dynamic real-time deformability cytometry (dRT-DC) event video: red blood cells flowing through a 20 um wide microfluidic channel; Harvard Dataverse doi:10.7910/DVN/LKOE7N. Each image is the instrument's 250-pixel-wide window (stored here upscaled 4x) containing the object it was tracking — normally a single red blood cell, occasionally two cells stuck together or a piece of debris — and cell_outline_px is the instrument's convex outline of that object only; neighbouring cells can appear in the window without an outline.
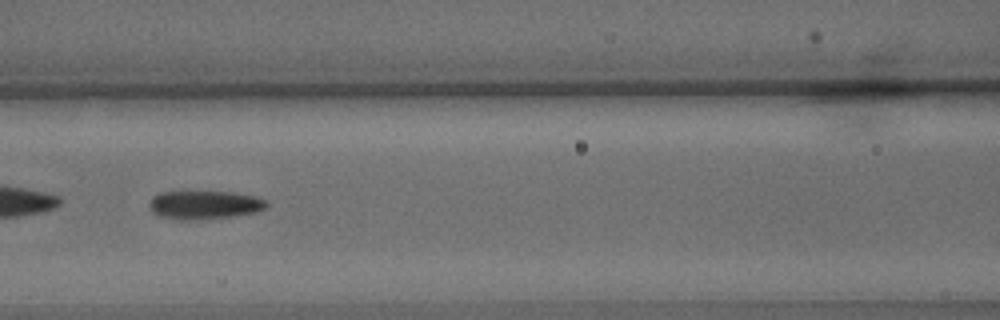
{"species": "common noctule bat (a hibernating species)", "species_latin": "Nyctalus noctula", "temperature_condition": "warm", "stored_images_in_passage": 48, "camera_frame_rate_fps": 3000, "um_per_image_px": 0.085, "animal": {"sex": "male", "body_mass_g": 15.6}, "frame": {"image": 1, "passage_image": 21, "time_ms": 6.667, "image_size_px": [1000, 320], "cell_outline_px": [[268, 204], [264, 208], [256, 212], [232, 216], [196, 220], [180, 220], [156, 216], [148, 208], [148, 204], [152, 196], [160, 192], [232, 192], [252, 196], [268, 200]], "centroid_in_image_um": [17.31, 17.42], "position_along_channel_um": 149.3, "area_um2": 19.59}}
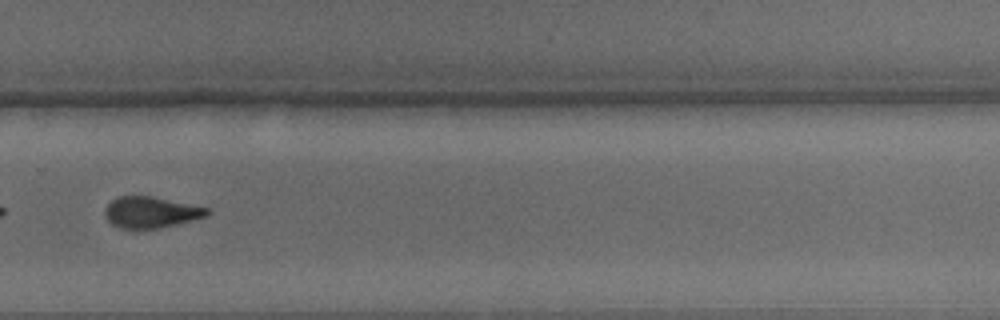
{"frame": {"image": 2, "passage_image": 33, "time_ms": 10.667, "image_size_px": [1000, 320], "cell_outline_px": [[212, 212], [208, 216], [160, 228], [120, 228], [112, 224], [108, 220], [104, 212], [108, 204], [112, 200], [120, 196], [152, 196], [208, 208]], "centroid_in_image_um": [12.85, 18.04], "position_along_channel_um": 317.0, "area_um2": 18.38}}
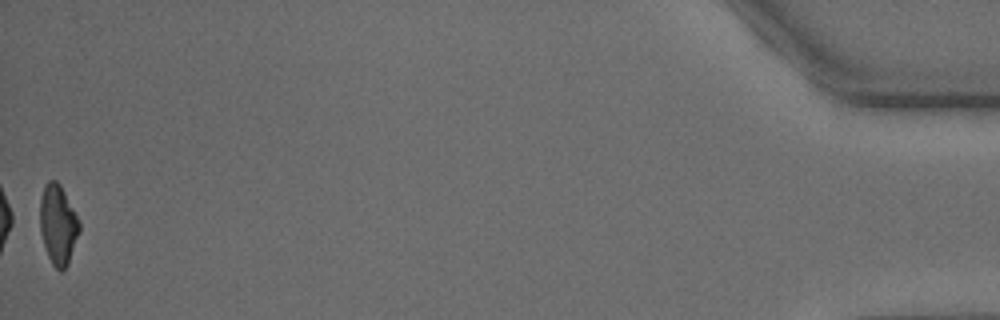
{"frame": {"image": 3, "passage_image": 48, "time_ms": 15.667, "image_size_px": [1000, 320], "cell_outline_px": [[80, 232], [68, 264], [60, 272], [52, 264], [48, 256], [40, 232], [40, 196], [44, 184], [48, 180], [56, 180], [60, 184], [80, 220]], "centroid_in_image_um": [4.94, 19.07], "position_along_channel_um": 430.3, "area_um2": 18.5}, "authors_computed_cell_mechanics": {"area_um2": 20.1433, "velocity_mm_per_s": 4.2024, "shape_relaxation_time_tau1_ms": 5.434, "shape_relaxation_time_tau2_ms": 2.2738, "deformation_change_tau1": 0.1987, "deformation_change_tau2": 0.1061}}